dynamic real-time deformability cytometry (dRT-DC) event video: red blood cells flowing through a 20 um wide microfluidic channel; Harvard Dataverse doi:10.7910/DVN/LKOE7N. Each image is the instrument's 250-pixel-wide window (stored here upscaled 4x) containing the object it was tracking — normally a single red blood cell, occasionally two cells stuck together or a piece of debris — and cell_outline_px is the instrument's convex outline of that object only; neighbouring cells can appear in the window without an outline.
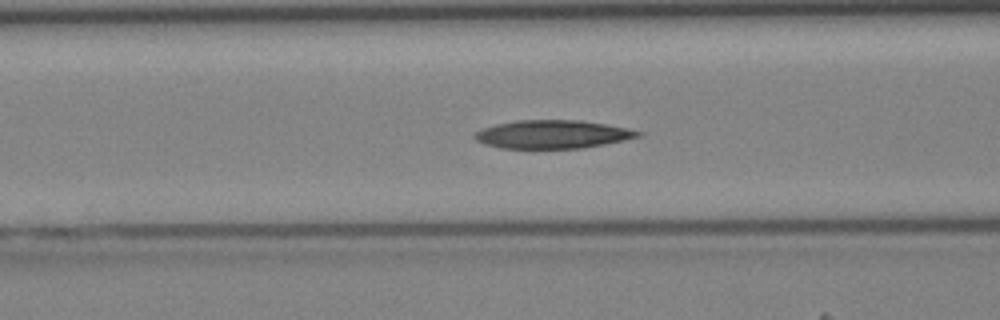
{"species": "Egyptian fruit bat (a non-hibernating species)", "species_latin": "Rousettus aegyptiacus", "temperature_condition": "cold", "stored_images_in_passage": 36, "camera_frame_rate_fps": 3000, "um_per_image_px": 0.085, "animal": {"sex": "female"}, "frame": {"image": 1, "passage_image": 11, "time_ms": 3.333, "image_size_px": [1000, 320], "cell_outline_px": [[644, 132], [640, 136], [624, 140], [584, 148], [500, 148], [484, 144], [476, 140], [472, 136], [476, 132], [484, 128], [496, 124], [516, 120], [580, 120], [628, 128]], "centroid_in_image_um": [46.96, 11.41], "position_along_channel_um": 119.6, "area_um2": 26.88}}
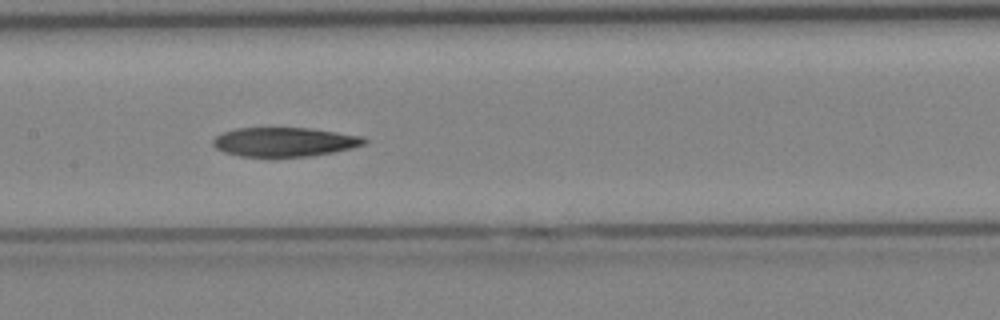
{"frame": {"image": 2, "passage_image": 15, "time_ms": 4.667, "image_size_px": [1000, 320], "cell_outline_px": [[368, 140], [364, 144], [352, 148], [332, 152], [308, 156], [240, 156], [224, 152], [216, 148], [212, 144], [212, 140], [220, 132], [236, 128], [312, 128], [364, 136]], "centroid_in_image_um": [24.17, 12.05], "position_along_channel_um": 183.2, "area_um2": 25.72}}
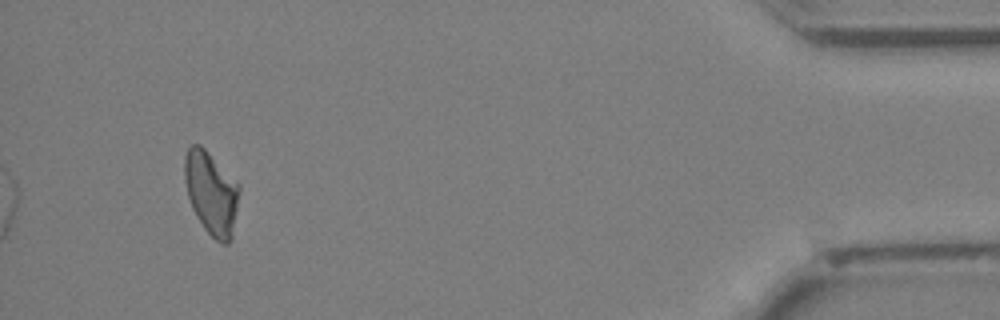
{"frame": {"image": 3, "passage_image": 34, "time_ms": 11.0, "image_size_px": [1000, 320], "cell_outline_px": [[240, 192], [232, 240], [228, 244], [220, 244], [204, 228], [196, 216], [192, 208], [188, 196], [184, 180], [184, 156], [188, 148], [192, 144], [200, 144], [240, 184]], "centroid_in_image_um": [17.97, 16.42], "position_along_channel_um": 417.2, "area_um2": 26.76}}